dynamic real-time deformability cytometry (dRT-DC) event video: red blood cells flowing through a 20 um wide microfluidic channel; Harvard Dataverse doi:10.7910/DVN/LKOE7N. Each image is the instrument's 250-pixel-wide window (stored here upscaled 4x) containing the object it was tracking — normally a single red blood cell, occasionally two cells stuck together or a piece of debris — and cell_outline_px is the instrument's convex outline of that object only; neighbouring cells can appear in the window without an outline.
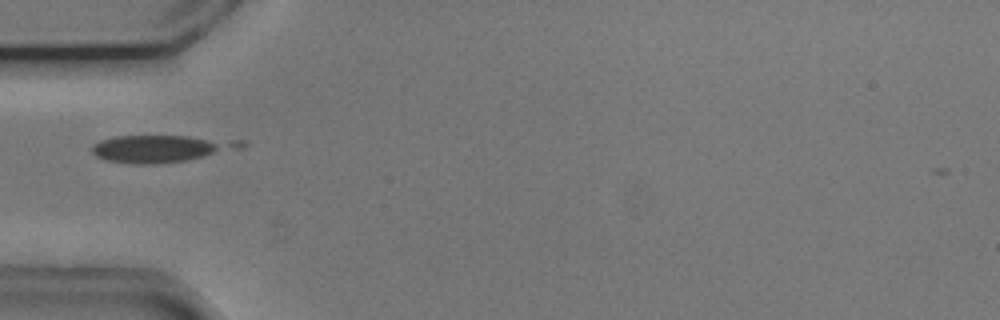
{"species": "common noctule bat (a hibernating species)", "species_latin": "Nyctalus noctula", "temperature_condition": "cold", "stored_images_in_passage": 6, "camera_frame_rate_fps": 3000, "um_per_image_px": 0.085, "animal": {"sex": "male", "body_mass_g": 20.5, "forearm_length_mm": 52.5}, "frame": {"image": 1, "passage_image": 6, "time_ms": 5.667, "image_size_px": [1000, 320], "cell_outline_px": [[248, 144], [244, 148], [184, 160], [152, 164], [136, 164], [104, 160], [96, 156], [92, 152], [92, 144], [100, 140], [116, 136], [188, 136], [248, 140]], "centroid_in_image_um": [13.75, 12.61], "position_along_channel_um": 71.3, "area_um2": 23.7}}